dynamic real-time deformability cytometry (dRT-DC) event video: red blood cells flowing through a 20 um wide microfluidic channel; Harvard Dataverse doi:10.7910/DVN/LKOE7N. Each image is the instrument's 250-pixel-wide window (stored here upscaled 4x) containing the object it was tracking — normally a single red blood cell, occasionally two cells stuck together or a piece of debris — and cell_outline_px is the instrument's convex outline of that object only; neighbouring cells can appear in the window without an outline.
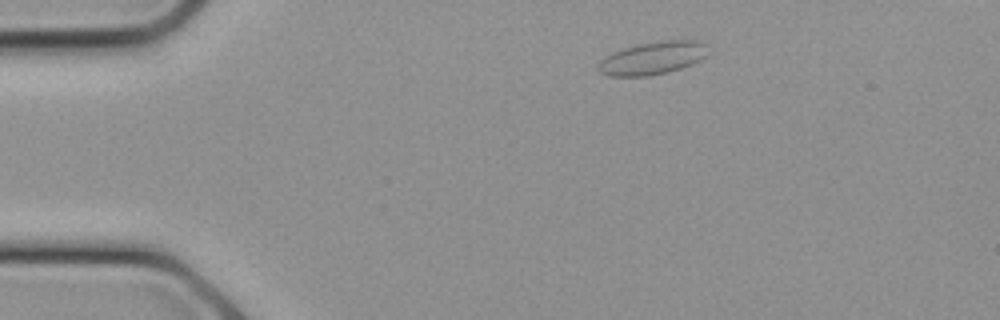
{"species": "common noctule bat (a hibernating species)", "species_latin": "Nyctalus noctula", "temperature_condition": "cold", "stored_images_in_passage": 9, "camera_frame_rate_fps": 3000, "um_per_image_px": 0.085, "animal": {"sex": "female", "body_mass_g": 21.9}, "frame": {"image": 1, "passage_image": 3, "time_ms": 0.667, "image_size_px": [1000, 320], "cell_outline_px": [[704, 56], [700, 60], [680, 68], [668, 72], [648, 76], [608, 76], [600, 72], [596, 68], [596, 64], [604, 56], [612, 52], [624, 48], [640, 44], [660, 40], [700, 40], [704, 44]], "centroid_in_image_um": [55.38, 4.94], "position_along_channel_um": 29.6, "area_um2": 20.87}}
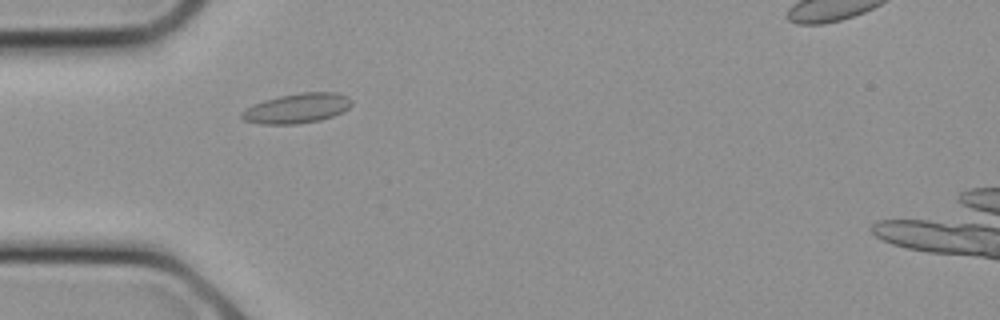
{"frame": {"image": 2, "passage_image": 6, "time_ms": 1.667, "image_size_px": [1000, 320], "cell_outline_px": [[352, 104], [344, 112], [320, 120], [296, 124], [260, 124], [244, 120], [240, 116], [240, 112], [252, 104], [264, 100], [280, 96], [300, 92], [336, 92], [348, 96], [352, 100]], "centroid_in_image_um": [25.24, 9.2], "position_along_channel_um": 59.8, "area_um2": 19.25}}
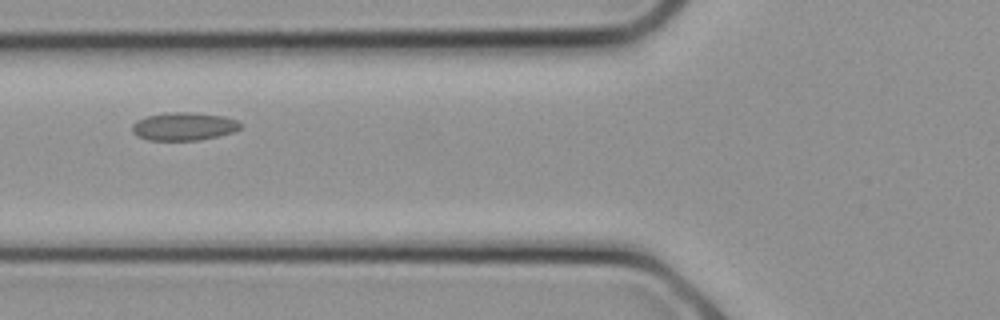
{"frame": {"image": 3, "passage_image": 8, "time_ms": 2.333, "image_size_px": [1000, 320], "cell_outline_px": [[244, 128], [236, 132], [200, 140], [148, 140], [136, 136], [132, 132], [132, 124], [136, 120], [148, 116], [168, 112], [188, 112], [224, 116], [236, 120], [244, 124]], "centroid_in_image_um": [15.67, 10.75], "position_along_channel_um": 110.1, "area_um2": 17.98}}